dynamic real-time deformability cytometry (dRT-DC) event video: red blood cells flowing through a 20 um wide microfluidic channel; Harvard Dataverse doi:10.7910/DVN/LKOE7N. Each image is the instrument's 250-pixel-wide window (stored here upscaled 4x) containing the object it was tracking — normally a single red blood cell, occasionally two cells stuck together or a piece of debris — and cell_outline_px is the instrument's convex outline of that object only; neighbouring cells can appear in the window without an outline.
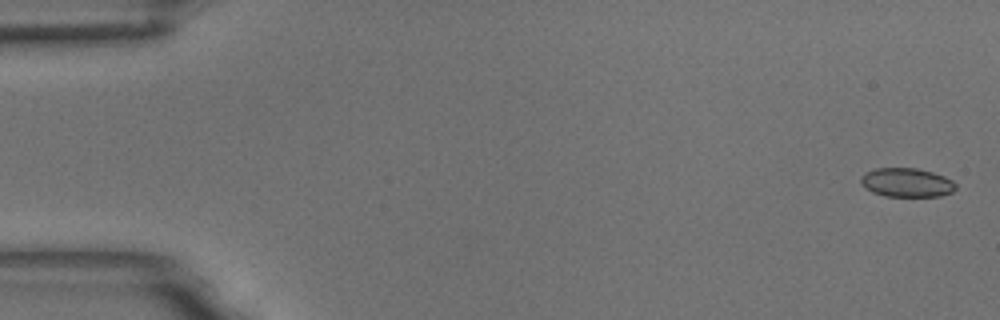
{"species": "common noctule bat (a hibernating species)", "species_latin": "Nyctalus noctula", "temperature_condition": "room temperature", "stored_images_in_passage": 58, "camera_frame_rate_fps": 3000, "um_per_image_px": 0.085, "animal": {"sex": "male", "body_mass_g": 18.8}, "frame": {"image": 1, "passage_image": 2, "time_ms": 0.333, "image_size_px": [1000, 320], "cell_outline_px": [[956, 188], [952, 192], [940, 196], [884, 196], [872, 192], [864, 188], [860, 184], [860, 176], [864, 172], [876, 168], [916, 168], [932, 172], [944, 176], [952, 180], [956, 184]], "centroid_in_image_um": [77.03, 15.51], "position_along_channel_um": 8.0, "area_um2": 16.18}}
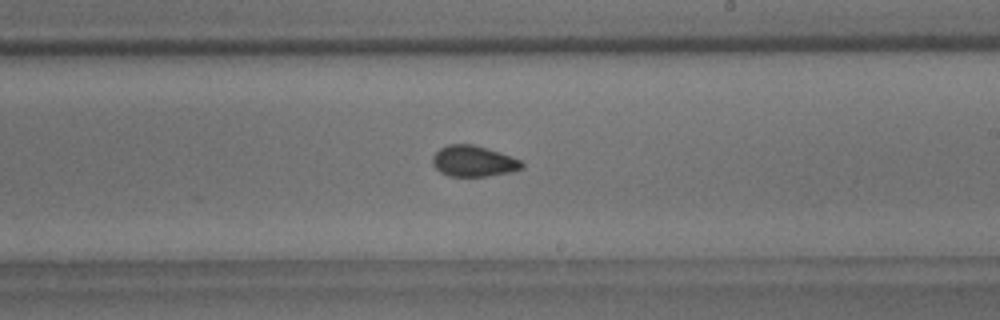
{"frame": {"image": 2, "passage_image": 34, "time_ms": 11.0, "image_size_px": [1000, 320], "cell_outline_px": [[524, 168], [512, 172], [488, 176], [448, 176], [440, 172], [432, 164], [432, 156], [440, 148], [448, 144], [472, 144], [520, 160], [524, 164]], "centroid_in_image_um": [40.22, 13.71], "position_along_channel_um": 248.8, "area_um2": 15.95}}
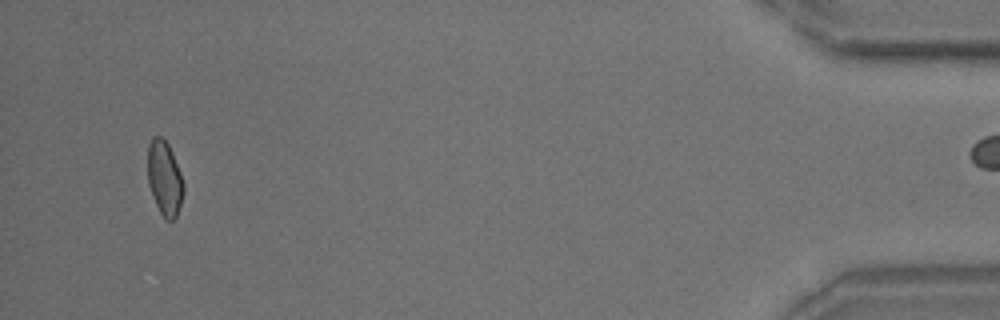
{"frame": {"image": 3, "passage_image": 55, "time_ms": 18.0, "image_size_px": [1000, 320], "cell_outline_px": [[184, 192], [176, 216], [172, 220], [168, 220], [160, 212], [152, 196], [148, 184], [148, 144], [152, 136], [160, 136], [168, 144], [172, 152], [180, 172], [184, 184]], "centroid_in_image_um": [13.98, 15.12], "position_along_channel_um": 421.2, "area_um2": 15.43}, "authors_computed_cell_mechanics": {"area_um2": 16.184, "velocity_mm_per_s": 3.5724, "shape_relaxation_time_tau1_ms": 7.6969, "shape_relaxation_time_tau2_ms": 1.9808, "deformation_change_tau1": 0.1076, "deformation_change_tau2": 0.0709}}